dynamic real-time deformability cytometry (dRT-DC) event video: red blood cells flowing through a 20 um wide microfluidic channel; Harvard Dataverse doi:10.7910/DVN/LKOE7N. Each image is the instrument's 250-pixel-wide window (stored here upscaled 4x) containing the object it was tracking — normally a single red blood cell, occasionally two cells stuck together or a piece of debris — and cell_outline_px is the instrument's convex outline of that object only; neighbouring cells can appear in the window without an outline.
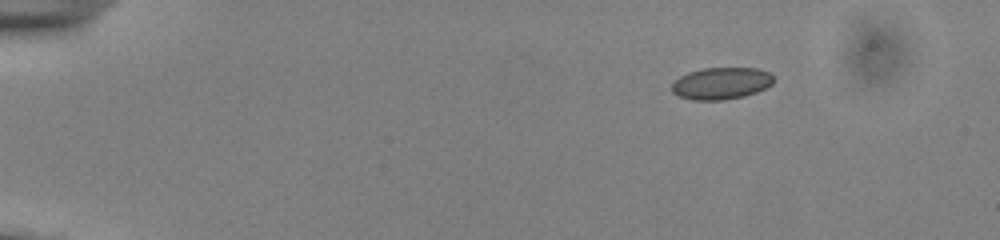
{"species": "common noctule bat (a hibernating species)", "species_latin": "Nyctalus noctula", "temperature_condition": "cold", "stored_images_in_passage": 47, "camera_frame_rate_fps": 3000, "um_per_image_px": 0.085, "animal": {"sex": "male", "body_mass_g": 13.0, "forearm_length_mm": 53.1}, "frame": {"image": 1, "passage_image": 1, "time_ms": 0.0, "image_size_px": [1000, 240], "cell_outline_px": [[772, 84], [756, 92], [744, 96], [724, 100], [692, 100], [680, 96], [672, 92], [672, 84], [680, 76], [688, 72], [704, 68], [756, 68], [768, 72], [772, 76]], "centroid_in_image_um": [61.28, 7.09], "position_along_channel_um": 23.7, "area_um2": 18.79}}
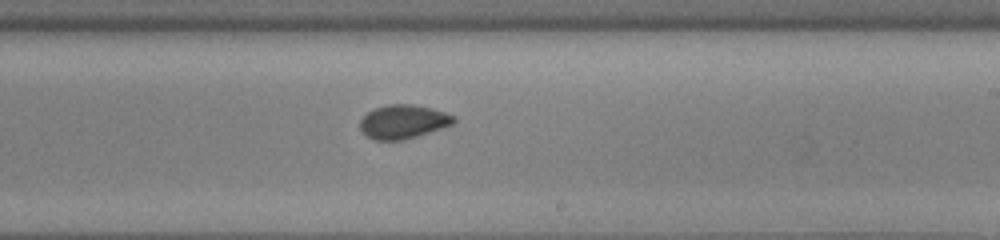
{"frame": {"image": 2, "passage_image": 27, "time_ms": 8.667, "image_size_px": [1000, 240], "cell_outline_px": [[456, 120], [452, 124], [404, 140], [372, 140], [360, 128], [360, 120], [372, 108], [388, 104], [412, 104], [432, 108], [444, 112], [452, 116]], "centroid_in_image_um": [34.23, 10.33], "position_along_channel_um": 254.8, "area_um2": 18.26}}
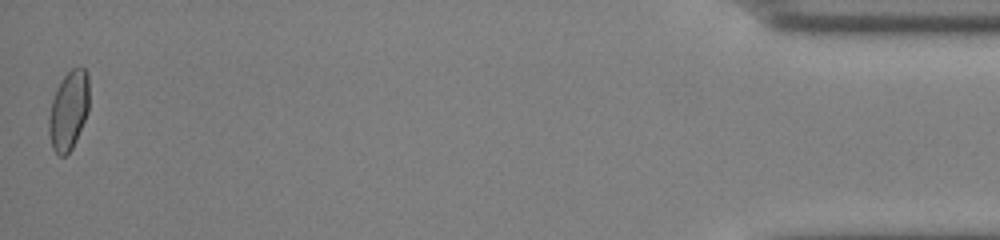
{"frame": {"image": 3, "passage_image": 47, "time_ms": 15.333, "image_size_px": [1000, 240], "cell_outline_px": [[88, 112], [76, 140], [72, 148], [64, 156], [60, 156], [52, 148], [48, 132], [48, 116], [52, 100], [56, 88], [64, 76], [72, 68], [84, 68], [88, 72]], "centroid_in_image_um": [5.82, 9.39], "position_along_channel_um": 429.4, "area_um2": 18.55}, "authors_computed_cell_mechanics": {"area_um2": 18.5538, "velocity_mm_per_s": 3.8553, "shape_relaxation_time_tau1_ms": 3.5262, "shape_relaxation_time_tau2_ms": null, "deformation_change_tau1": 0.0864, "deformation_change_tau2": null}}